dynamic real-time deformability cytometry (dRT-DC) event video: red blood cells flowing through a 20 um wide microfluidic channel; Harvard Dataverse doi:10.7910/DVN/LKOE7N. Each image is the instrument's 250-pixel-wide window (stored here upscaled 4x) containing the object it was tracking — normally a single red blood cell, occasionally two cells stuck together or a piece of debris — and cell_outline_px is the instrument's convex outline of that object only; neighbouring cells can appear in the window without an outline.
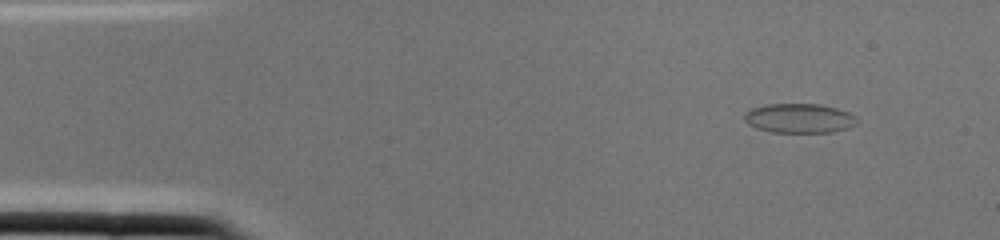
{"species": "common noctule bat (a hibernating species)", "species_latin": "Nyctalus noctula", "temperature_condition": "cold", "stored_images_in_passage": 2, "camera_frame_rate_fps": 3000, "um_per_image_px": 0.085, "animal": {"sex": "female", "body_mass_g": 22.0, "forearm_length_mm": 56.7}, "frame": {"image": 1, "passage_image": 2, "time_ms": 0.333, "image_size_px": [1000, 240], "cell_outline_px": [[860, 120], [856, 124], [848, 128], [832, 132], [772, 132], [756, 128], [748, 124], [744, 120], [744, 112], [752, 108], [768, 104], [820, 104], [836, 108], [848, 112], [856, 116]], "centroid_in_image_um": [67.95, 10.05], "position_along_channel_um": 17.1, "area_um2": 19.42}}